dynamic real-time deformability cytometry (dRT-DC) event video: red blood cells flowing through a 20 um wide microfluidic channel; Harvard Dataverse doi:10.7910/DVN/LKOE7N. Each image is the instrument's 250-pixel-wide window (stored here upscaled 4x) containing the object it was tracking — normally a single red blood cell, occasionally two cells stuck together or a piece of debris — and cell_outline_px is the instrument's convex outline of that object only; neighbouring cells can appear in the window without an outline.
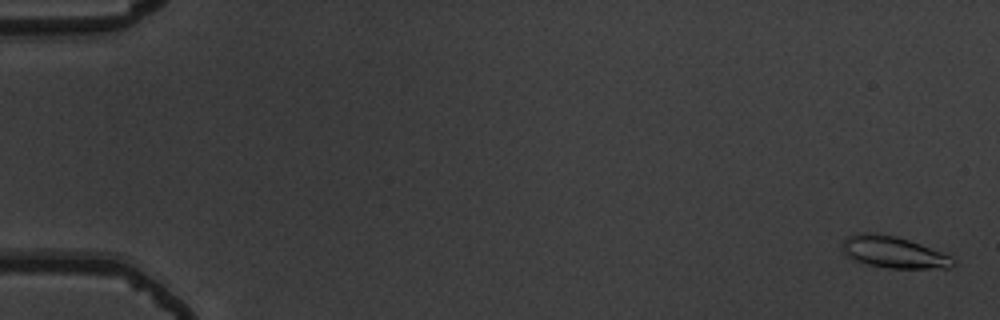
{"species": "common noctule bat (a hibernating species)", "species_latin": "Nyctalus noctula", "temperature_condition": "warm", "stored_images_in_passage": 57, "camera_frame_rate_fps": 3000, "um_per_image_px": 0.085, "animal": {"sex": "male", "body_mass_g": 19.5, "forearm_length_mm": 54.6}, "frame": {"image": 1, "passage_image": 2, "time_ms": 0.333, "image_size_px": [1000, 320], "cell_outline_px": [[956, 264], [948, 268], [888, 268], [868, 264], [856, 260], [848, 256], [840, 248], [844, 240], [848, 236], [856, 232], [868, 232], [896, 236], [920, 244], [952, 256], [956, 260]], "centroid_in_image_um": [75.96, 21.43], "position_along_channel_um": 9.0, "area_um2": 20.4}}
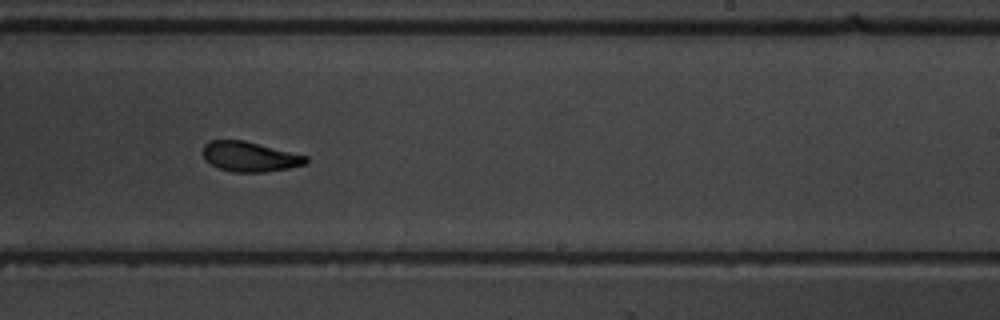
{"frame": {"image": 2, "passage_image": 36, "time_ms": 11.667, "image_size_px": [1000, 320], "cell_outline_px": [[308, 160], [304, 164], [288, 168], [264, 172], [232, 172], [220, 168], [204, 160], [204, 144], [212, 140], [244, 140], [308, 156]], "centroid_in_image_um": [21.23, 13.31], "position_along_channel_um": 267.8, "area_um2": 17.8}}
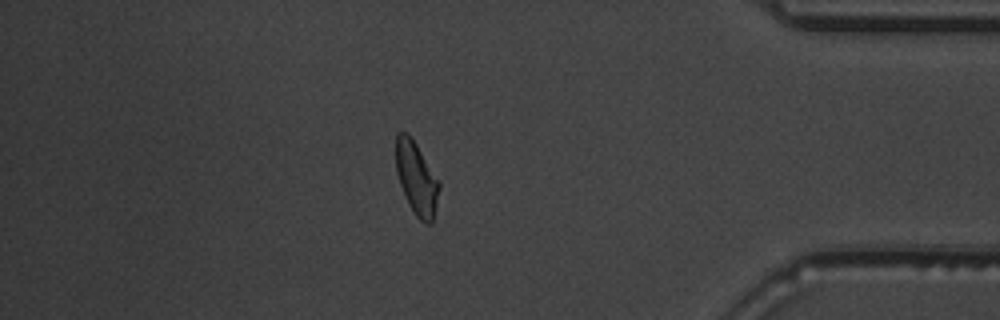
{"frame": {"image": 3, "passage_image": 49, "time_ms": 16.0, "image_size_px": [1000, 320], "cell_outline_px": [[440, 188], [432, 224], [424, 224], [416, 216], [408, 204], [400, 184], [396, 172], [396, 136], [400, 132], [408, 132], [440, 180]], "centroid_in_image_um": [35.42, 15.17], "position_along_channel_um": 399.8, "area_um2": 18.5}, "authors_computed_cell_mechanics": {"area_um2": 18.6116, "velocity_mm_per_s": 3.7428, "shape_relaxation_time_tau1_ms": 4.1238, "shape_relaxation_time_tau2_ms": 3.227, "deformation_change_tau1": 0.1709, "deformation_change_tau2": 0.0666}}